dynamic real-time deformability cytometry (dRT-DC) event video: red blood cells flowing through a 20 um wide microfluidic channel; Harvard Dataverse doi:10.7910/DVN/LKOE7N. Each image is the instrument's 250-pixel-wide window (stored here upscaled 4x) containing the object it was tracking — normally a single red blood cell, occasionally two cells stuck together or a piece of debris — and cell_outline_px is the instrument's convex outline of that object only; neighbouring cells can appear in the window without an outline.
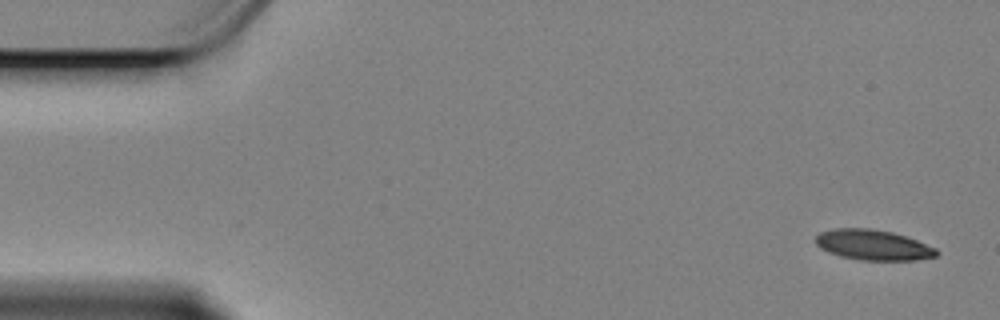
{"species": "Egyptian fruit bat (a non-hibernating species)", "species_latin": "Rousettus aegyptiacus", "temperature_condition": "cold", "stored_images_in_passage": 57, "camera_frame_rate_fps": 3000, "um_per_image_px": 0.085, "animal": {"sex": "female"}, "frame": {"image": 1, "passage_image": 1, "time_ms": 0.0, "image_size_px": [1000, 320], "cell_outline_px": [[940, 252], [936, 256], [916, 260], [860, 260], [840, 256], [828, 252], [820, 248], [816, 244], [816, 236], [820, 232], [836, 228], [868, 228], [892, 232], [916, 240], [936, 248]], "centroid_in_image_um": [74.2, 20.82], "position_along_channel_um": 10.8, "area_um2": 21.33}}
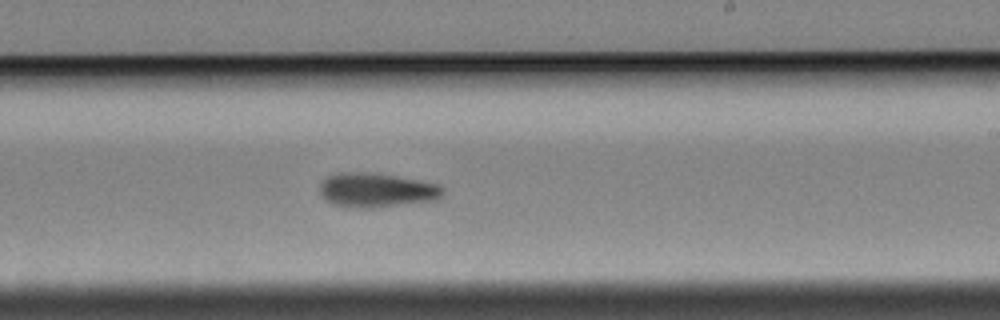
{"frame": {"image": 2, "passage_image": 33, "time_ms": 10.667, "image_size_px": [1000, 320], "cell_outline_px": [[444, 192], [436, 200], [368, 208], [352, 208], [336, 204], [320, 196], [320, 184], [328, 176], [340, 172], [376, 172], [440, 184], [444, 188]], "centroid_in_image_um": [32.02, 16.14], "position_along_channel_um": 257.0, "area_um2": 24.62}}
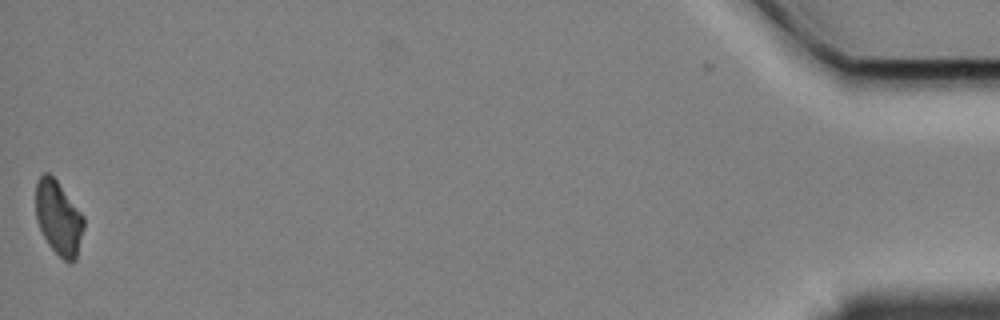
{"frame": {"image": 3, "passage_image": 57, "time_ms": 18.667, "image_size_px": [1000, 320], "cell_outline_px": [[84, 228], [76, 260], [72, 264], [68, 264], [48, 244], [40, 228], [36, 216], [36, 184], [40, 176], [44, 172], [48, 172], [56, 180], [84, 216]], "centroid_in_image_um": [4.99, 18.55], "position_along_channel_um": 430.2, "area_um2": 20.63}, "authors_computed_cell_mechanics": {"area_um2": 23.0044, "velocity_mm_per_s": 3.3731, "shape_relaxation_time_tau1_ms": 7.2544, "shape_relaxation_time_tau2_ms": 8.8777, "deformation_change_tau1": 0.1471, "deformation_change_tau2": 0.156}}